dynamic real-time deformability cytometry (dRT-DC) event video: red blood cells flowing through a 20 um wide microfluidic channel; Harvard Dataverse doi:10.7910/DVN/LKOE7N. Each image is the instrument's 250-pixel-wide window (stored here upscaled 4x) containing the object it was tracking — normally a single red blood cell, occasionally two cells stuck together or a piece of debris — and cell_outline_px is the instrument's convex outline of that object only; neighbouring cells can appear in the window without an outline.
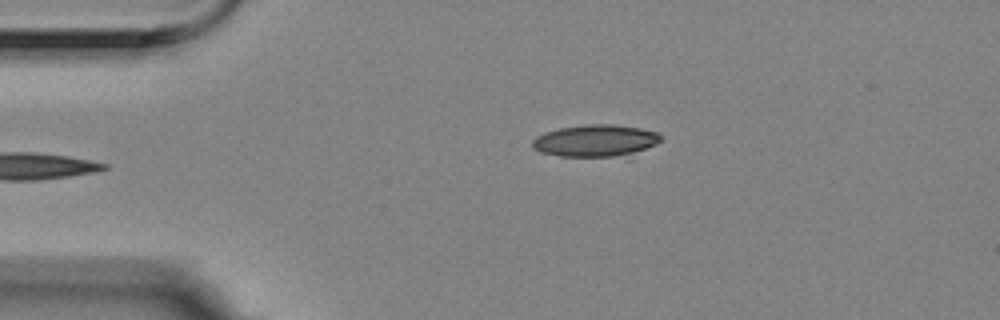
{"species": "Egyptian fruit bat (a non-hibernating species)", "species_latin": "Rousettus aegyptiacus", "temperature_condition": "room temperature", "stored_images_in_passage": 4, "camera_frame_rate_fps": 3000, "um_per_image_px": 0.085, "animal": {"sex": "female"}, "frame": {"image": 1, "passage_image": 4, "time_ms": 1.0, "image_size_px": [1000, 320], "cell_outline_px": [[660, 140], [656, 144], [632, 160], [628, 160], [560, 156], [540, 152], [532, 148], [532, 140], [536, 136], [544, 132], [560, 128], [588, 124], [612, 124], [640, 128], [656, 132], [660, 136]], "centroid_in_image_um": [50.71, 12.04], "position_along_channel_um": 34.3, "area_um2": 25.49}}